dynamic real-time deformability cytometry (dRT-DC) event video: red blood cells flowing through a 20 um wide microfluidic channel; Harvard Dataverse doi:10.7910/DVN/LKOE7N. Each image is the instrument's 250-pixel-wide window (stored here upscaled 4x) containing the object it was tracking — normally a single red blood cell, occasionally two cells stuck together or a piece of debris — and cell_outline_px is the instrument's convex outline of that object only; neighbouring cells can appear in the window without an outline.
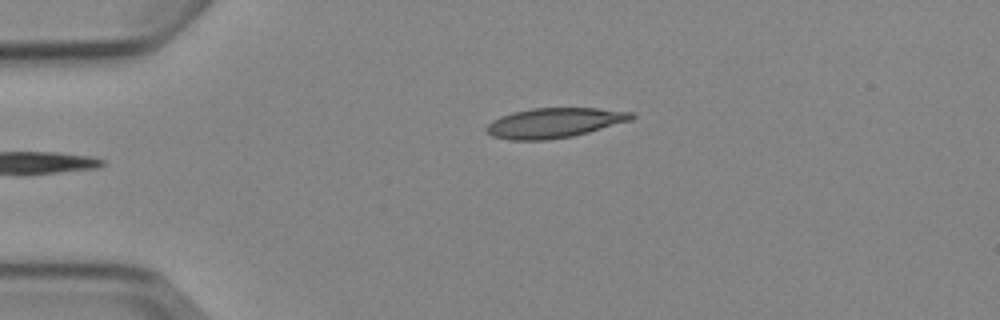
{"species": "Egyptian fruit bat (a non-hibernating species)", "species_latin": "Rousettus aegyptiacus", "temperature_condition": "cold", "stored_images_in_passage": 4, "camera_frame_rate_fps": 3000, "um_per_image_px": 0.085, "animal": {"sex": "female"}, "frame": {"image": 1, "passage_image": 4, "time_ms": 3.667, "image_size_px": [1000, 320], "cell_outline_px": [[636, 116], [632, 120], [588, 132], [572, 136], [548, 140], [512, 140], [492, 136], [484, 128], [492, 120], [500, 116], [512, 112], [532, 108], [596, 108], [636, 112]], "centroid_in_image_um": [47.13, 10.43], "position_along_channel_um": 37.9, "area_um2": 25.37}}